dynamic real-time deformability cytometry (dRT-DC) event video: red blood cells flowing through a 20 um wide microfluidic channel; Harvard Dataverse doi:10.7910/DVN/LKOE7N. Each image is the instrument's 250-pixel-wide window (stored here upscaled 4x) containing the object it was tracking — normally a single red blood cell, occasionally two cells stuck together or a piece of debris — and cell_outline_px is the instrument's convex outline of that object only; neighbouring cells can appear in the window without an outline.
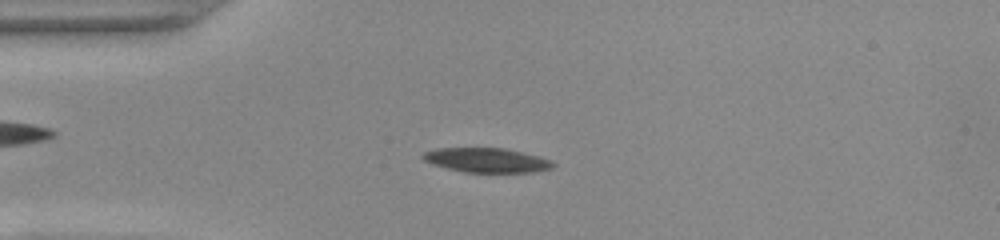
{"species": "common noctule bat (a hibernating species)", "species_latin": "Nyctalus noctula", "temperature_condition": "warm", "stored_images_in_passage": 51, "camera_frame_rate_fps": 3000, "um_per_image_px": 0.085, "animal": {"sex": "female", "body_mass_g": 22.0, "forearm_length_mm": 56.7}, "frame": {"image": 1, "passage_image": 12, "time_ms": 3.667, "image_size_px": [1000, 240], "cell_outline_px": [[556, 164], [552, 168], [536, 172], [464, 172], [432, 164], [424, 160], [420, 156], [424, 152], [436, 148], [504, 148], [540, 156], [552, 160]], "centroid_in_image_um": [41.39, 13.61], "position_along_channel_um": 43.6, "area_um2": 18.61}}
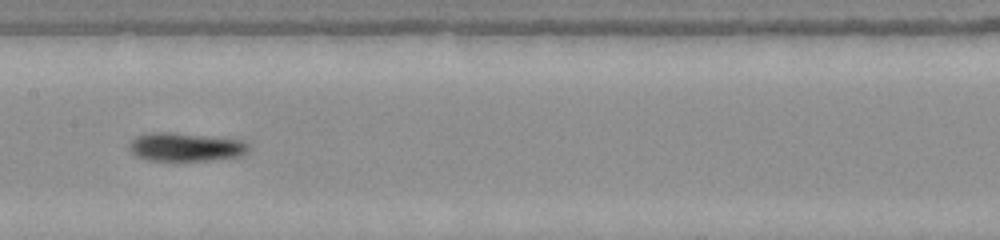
{"frame": {"image": 2, "passage_image": 25, "time_ms": 8.0, "image_size_px": [1000, 240], "cell_outline_px": [[248, 148], [244, 156], [208, 160], [148, 160], [136, 156], [128, 148], [128, 144], [136, 136], [148, 132], [172, 132], [244, 140], [248, 144]], "centroid_in_image_um": [15.76, 12.48], "position_along_channel_um": 191.6, "area_um2": 19.88}}
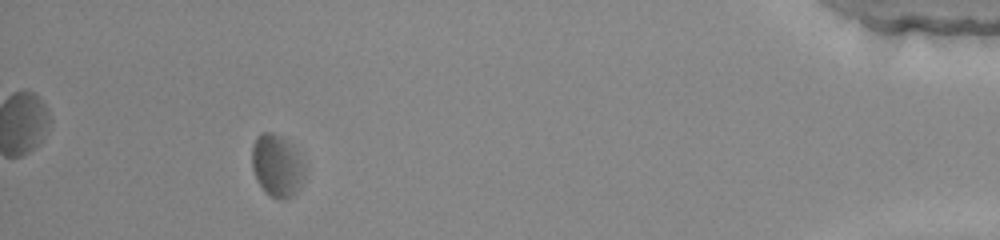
{"frame": {"image": 3, "passage_image": 47, "time_ms": 15.333, "image_size_px": [1000, 240], "cell_outline_px": [[304, 176], [296, 192], [292, 196], [284, 200], [276, 200], [264, 192], [256, 180], [252, 168], [252, 144], [256, 136], [260, 132], [272, 132], [280, 136], [296, 148], [304, 164]], "centroid_in_image_um": [23.52, 14.09], "position_along_channel_um": 411.7, "area_um2": 19.48}, "authors_computed_cell_mechanics": {"area_um2": 19.9988, "velocity_mm_per_s": 3.8589, "shape_relaxation_time_tau1_ms": 3.1471, "shape_relaxation_time_tau2_ms": 5.7475, "deformation_change_tau1": 0.1093, "deformation_change_tau2": 0.1182}}